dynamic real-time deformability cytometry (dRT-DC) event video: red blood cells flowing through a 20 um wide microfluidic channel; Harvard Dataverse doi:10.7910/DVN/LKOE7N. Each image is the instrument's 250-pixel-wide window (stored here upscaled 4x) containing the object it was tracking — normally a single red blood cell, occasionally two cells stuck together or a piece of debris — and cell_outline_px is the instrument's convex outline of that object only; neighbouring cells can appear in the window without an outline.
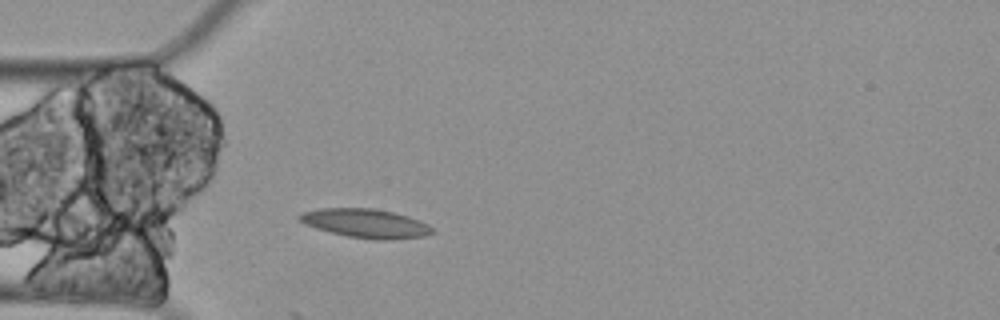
{"species": "Egyptian fruit bat (a non-hibernating species)", "species_latin": "Rousettus aegyptiacus", "temperature_condition": "cold", "stored_images_in_passage": 2, "camera_frame_rate_fps": 3000, "um_per_image_px": 0.085, "animal": {"sex": "female"}, "frame": {"image": 1, "passage_image": 2, "time_ms": 0.333, "image_size_px": [1000, 320], "cell_outline_px": [[436, 232], [424, 236], [384, 240], [376, 240], [348, 236], [316, 228], [304, 224], [296, 216], [304, 212], [320, 208], [372, 208], [392, 212], [408, 216], [428, 224]], "centroid_in_image_um": [31.09, 18.98], "position_along_channel_um": 53.9, "area_um2": 22.2}}